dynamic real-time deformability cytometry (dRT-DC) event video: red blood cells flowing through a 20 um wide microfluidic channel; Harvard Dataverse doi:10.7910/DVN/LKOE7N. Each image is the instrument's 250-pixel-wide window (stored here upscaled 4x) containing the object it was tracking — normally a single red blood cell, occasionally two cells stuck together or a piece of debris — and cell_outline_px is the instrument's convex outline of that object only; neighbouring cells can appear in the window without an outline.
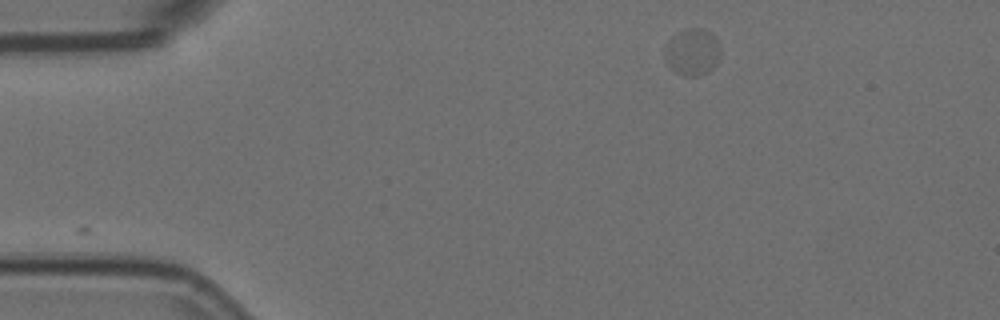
{"species": "Egyptian fruit bat (a non-hibernating species)", "species_latin": "Rousettus aegyptiacus", "temperature_condition": "room temperature", "stored_images_in_passage": 30, "camera_frame_rate_fps": 3000, "um_per_image_px": 0.085, "animal": {"sex": "female"}, "frame": {"image": 1, "passage_image": 1, "time_ms": 0.0, "image_size_px": [1000, 320], "cell_outline_px": [[720, 56], [716, 64], [708, 72], [696, 76], [684, 76], [676, 72], [664, 60], [664, 48], [672, 36], [688, 28], [704, 28], [720, 44]], "centroid_in_image_um": [58.84, 4.43], "position_along_channel_um": 26.2, "area_um2": 15.14}}
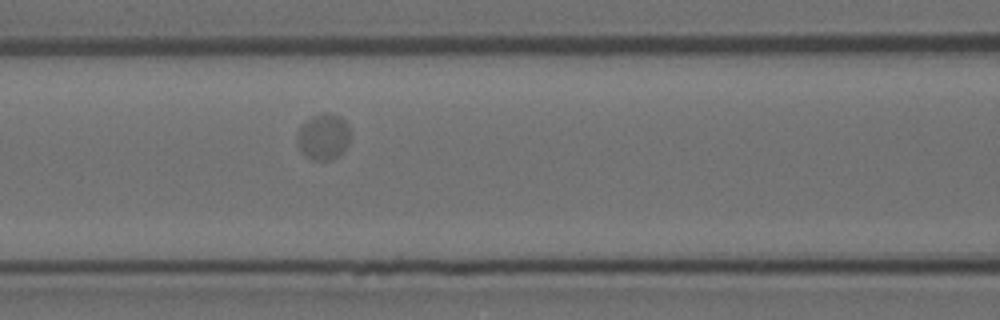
{"frame": {"image": 2, "passage_image": 16, "time_ms": 5.0, "image_size_px": [1000, 320], "cell_outline_px": [[348, 144], [332, 160], [312, 160], [300, 152], [296, 144], [296, 132], [300, 124], [312, 116], [324, 112], [332, 112], [340, 116], [348, 124]], "centroid_in_image_um": [27.41, 11.59], "position_along_channel_um": 139.2, "area_um2": 14.51}}
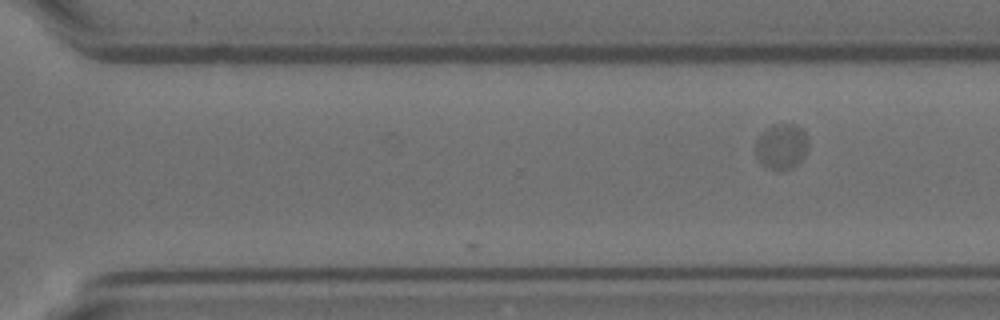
{"frame": {"image": 3, "passage_image": 30, "time_ms": 9.667, "image_size_px": [1000, 320], "cell_outline_px": [[808, 148], [804, 156], [792, 168], [764, 168], [756, 156], [756, 140], [772, 124], [796, 124], [804, 128], [808, 140]], "centroid_in_image_um": [66.45, 12.41], "position_along_channel_um": 304.1, "area_um2": 13.87}}